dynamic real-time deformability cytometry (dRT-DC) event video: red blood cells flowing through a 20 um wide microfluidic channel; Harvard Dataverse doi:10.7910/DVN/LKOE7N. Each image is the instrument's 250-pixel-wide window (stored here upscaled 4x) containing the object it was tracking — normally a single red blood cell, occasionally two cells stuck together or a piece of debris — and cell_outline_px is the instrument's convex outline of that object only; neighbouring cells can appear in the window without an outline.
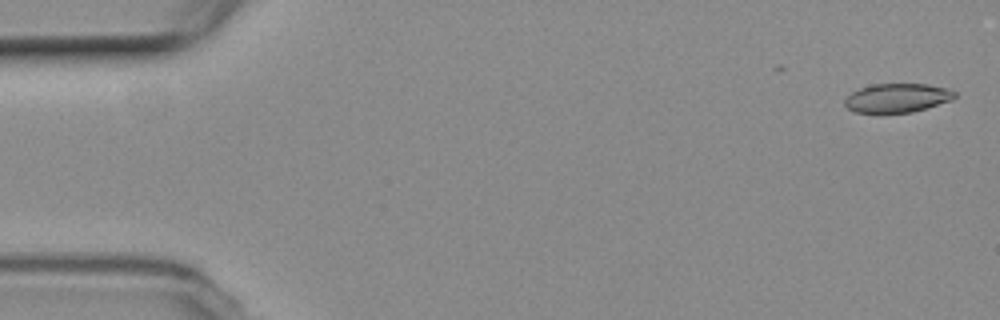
{"species": "common noctule bat (a hibernating species)", "species_latin": "Nyctalus noctula", "temperature_condition": "room temperature", "stored_images_in_passage": 3, "camera_frame_rate_fps": 3000, "um_per_image_px": 0.085, "animal": {"sex": "female", "body_mass_g": 19.3, "forearm_length_mm": 54.1}, "frame": {"image": 1, "passage_image": 1, "time_ms": 0.0, "image_size_px": [1000, 320], "cell_outline_px": [[956, 96], [952, 100], [928, 108], [912, 112], [856, 112], [848, 108], [844, 104], [844, 100], [852, 92], [860, 88], [872, 84], [928, 84], [944, 88], [956, 92]], "centroid_in_image_um": [76.28, 8.32], "position_along_channel_um": 8.7, "area_um2": 18.38}}